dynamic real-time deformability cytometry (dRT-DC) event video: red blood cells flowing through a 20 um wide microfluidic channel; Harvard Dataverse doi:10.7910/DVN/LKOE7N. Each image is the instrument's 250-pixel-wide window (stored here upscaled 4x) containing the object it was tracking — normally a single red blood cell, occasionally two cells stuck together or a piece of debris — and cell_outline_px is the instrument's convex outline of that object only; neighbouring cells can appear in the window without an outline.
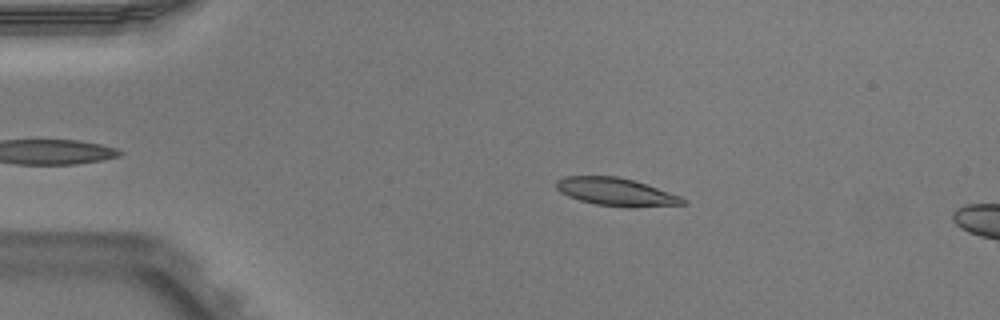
{"species": "Egyptian fruit bat (a non-hibernating species)", "species_latin": "Rousettus aegyptiacus", "temperature_condition": "warm", "stored_images_in_passage": 45, "camera_frame_rate_fps": 3000, "um_per_image_px": 0.085, "animal": {"sex": "male"}, "frame": {"image": 1, "passage_image": 10, "time_ms": 3.0, "image_size_px": [1000, 320], "cell_outline_px": [[688, 200], [684, 204], [628, 208], [596, 204], [580, 200], [568, 196], [560, 192], [556, 188], [556, 180], [564, 176], [620, 176], [680, 196]], "centroid_in_image_um": [52.33, 16.31], "position_along_channel_um": 32.7, "area_um2": 20.46}}
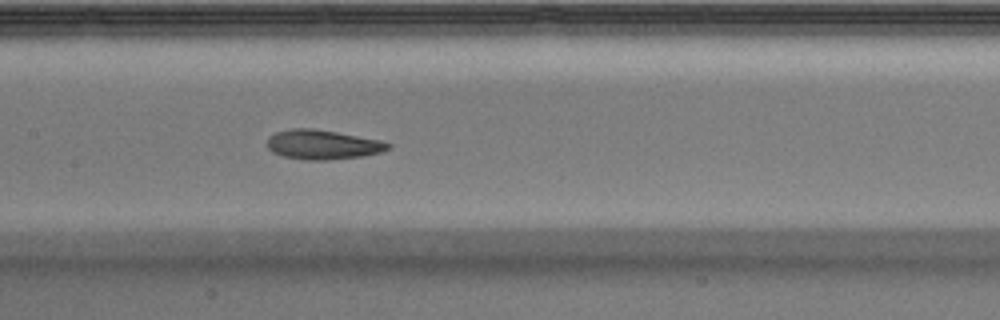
{"frame": {"image": 2, "passage_image": 25, "time_ms": 8.0, "image_size_px": [1000, 320], "cell_outline_px": [[392, 148], [380, 152], [364, 156], [328, 160], [308, 160], [284, 156], [272, 152], [268, 148], [268, 136], [276, 132], [292, 128], [312, 128], [336, 132], [380, 140], [392, 144]], "centroid_in_image_um": [27.44, 12.29], "position_along_channel_um": 180.0, "area_um2": 20.75}}
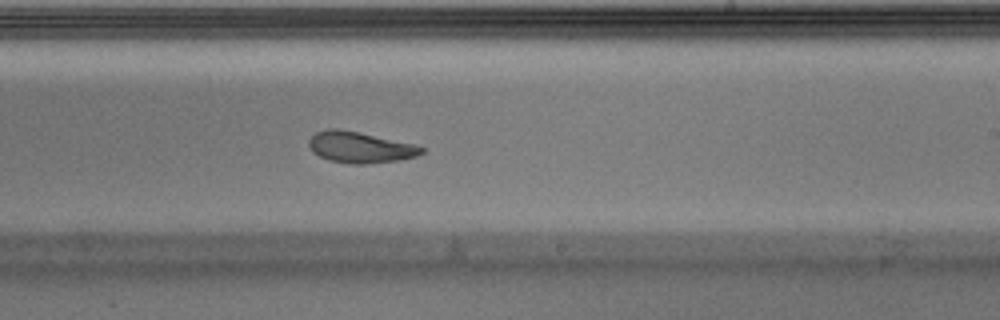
{"frame": {"image": 3, "passage_image": 31, "time_ms": 10.0, "image_size_px": [1000, 320], "cell_outline_px": [[424, 152], [416, 156], [400, 160], [368, 164], [352, 164], [328, 160], [312, 152], [308, 144], [308, 140], [316, 132], [328, 128], [336, 128], [356, 132], [412, 144], [424, 148]], "centroid_in_image_um": [30.56, 12.54], "position_along_channel_um": 258.4, "area_um2": 20.17}, "authors_computed_cell_mechanics": {"area_um2": 20.4612, "velocity_mm_per_s": 3.931, "shape_relaxation_time_tau1_ms": 3.9635, "shape_relaxation_time_tau2_ms": 1.3219, "deformation_change_tau1": 0.1585, "deformation_change_tau2": 0.0811}}